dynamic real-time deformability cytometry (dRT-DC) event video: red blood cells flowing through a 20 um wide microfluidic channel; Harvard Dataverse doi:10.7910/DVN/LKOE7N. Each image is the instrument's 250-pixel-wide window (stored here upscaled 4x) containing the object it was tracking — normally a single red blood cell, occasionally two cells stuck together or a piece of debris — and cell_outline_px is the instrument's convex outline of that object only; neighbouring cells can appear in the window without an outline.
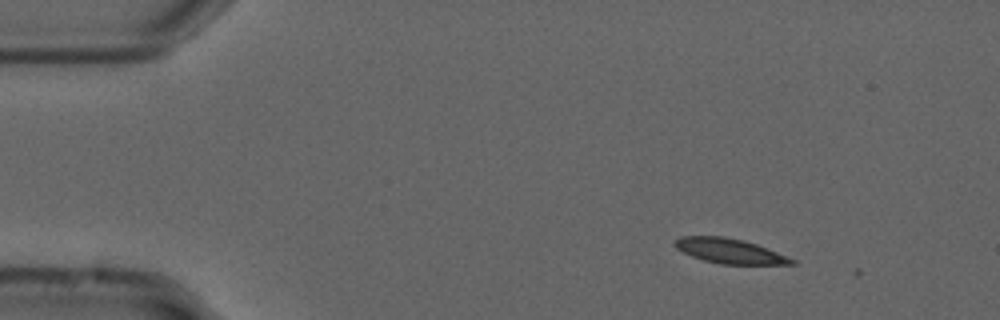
{"species": "common noctule bat (a hibernating species)", "species_latin": "Nyctalus noctula", "temperature_condition": "cold", "stored_images_in_passage": 3, "camera_frame_rate_fps": 3000, "um_per_image_px": 0.085, "animal": {"sex": "male", "forearm_length_mm": 52.5}, "frame": {"image": 1, "passage_image": 2, "time_ms": 0.333, "image_size_px": [1000, 320], "cell_outline_px": [[796, 264], [720, 264], [704, 260], [692, 256], [676, 248], [672, 244], [680, 236], [724, 236], [744, 240], [768, 248], [796, 260]], "centroid_in_image_um": [62.02, 21.32], "position_along_channel_um": 23.0, "area_um2": 16.88}}